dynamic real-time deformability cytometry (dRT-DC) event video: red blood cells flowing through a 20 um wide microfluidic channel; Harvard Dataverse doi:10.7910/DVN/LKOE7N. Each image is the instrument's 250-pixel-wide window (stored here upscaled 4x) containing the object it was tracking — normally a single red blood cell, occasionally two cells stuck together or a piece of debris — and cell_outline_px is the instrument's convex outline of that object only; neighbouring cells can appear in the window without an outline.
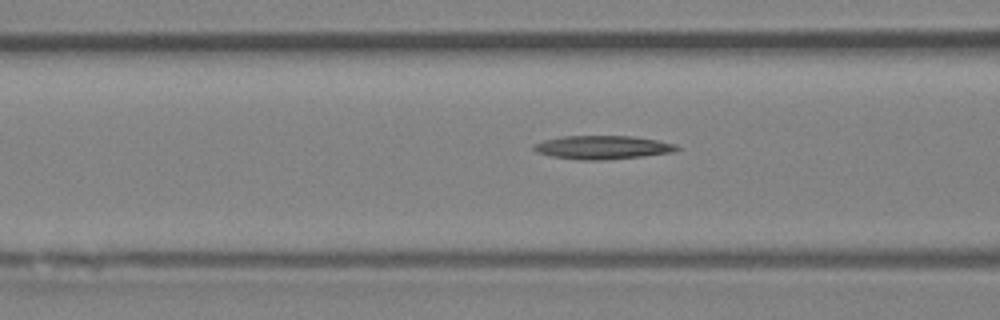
{"species": "Egyptian fruit bat (a non-hibernating species)", "species_latin": "Rousettus aegyptiacus", "temperature_condition": "room temperature", "stored_images_in_passage": 14, "camera_frame_rate_fps": 3000, "um_per_image_px": 0.085, "animal": {"sex": "female"}, "frame": {"image": 1, "passage_image": 9, "time_ms": 2.667, "image_size_px": [1000, 320], "cell_outline_px": [[680, 148], [676, 152], [640, 156], [596, 160], [584, 160], [552, 156], [536, 152], [532, 148], [536, 144], [544, 140], [564, 136], [632, 136], [656, 140], [676, 144]], "centroid_in_image_um": [51.24, 12.52], "position_along_channel_um": 115.4, "area_um2": 19.31}}
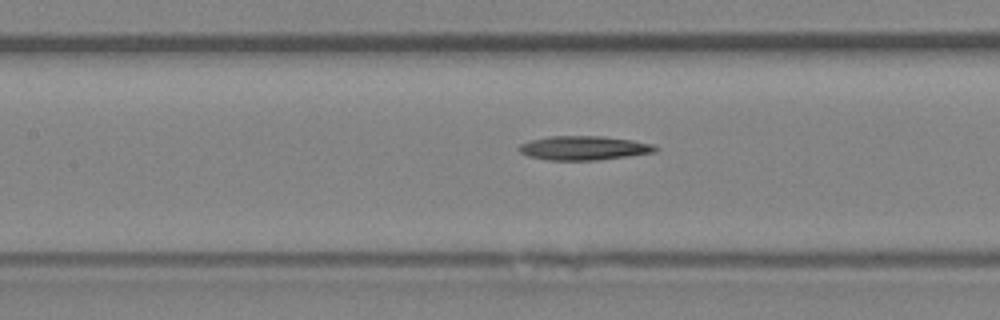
{"frame": {"image": 2, "passage_image": 12, "time_ms": 3.667, "image_size_px": [1000, 320], "cell_outline_px": [[660, 148], [656, 152], [628, 156], [596, 160], [548, 160], [528, 156], [520, 152], [516, 148], [520, 144], [532, 140], [548, 136], [604, 136], [632, 140], [652, 144]], "centroid_in_image_um": [49.63, 12.58], "position_along_channel_um": 157.8, "area_um2": 19.19}}